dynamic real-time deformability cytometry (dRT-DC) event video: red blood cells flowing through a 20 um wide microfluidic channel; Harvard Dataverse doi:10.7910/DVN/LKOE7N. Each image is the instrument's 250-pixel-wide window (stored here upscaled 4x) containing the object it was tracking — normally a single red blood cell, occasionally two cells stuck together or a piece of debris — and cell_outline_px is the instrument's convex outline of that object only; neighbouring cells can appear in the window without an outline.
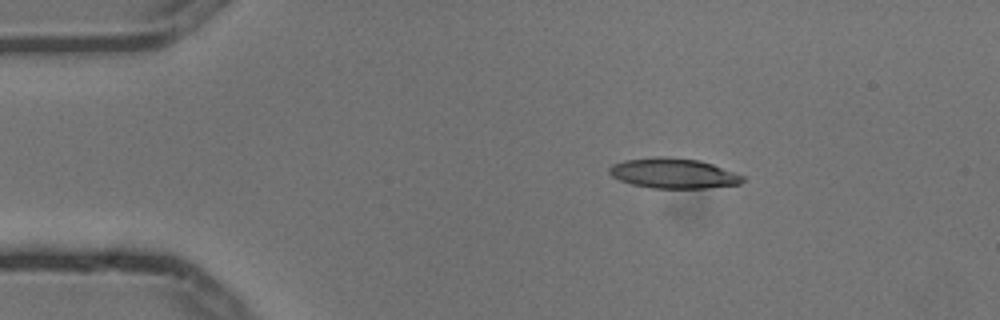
{"species": "common noctule bat (a hibernating species)", "species_latin": "Nyctalus noctula", "temperature_condition": "cold", "stored_images_in_passage": 4, "camera_frame_rate_fps": 3000, "um_per_image_px": 0.085, "animal": {"sex": "male", "body_mass_g": 13.3}, "frame": {"image": 1, "passage_image": 3, "time_ms": 0.667, "image_size_px": [1000, 320], "cell_outline_px": [[744, 180], [740, 184], [704, 188], [652, 188], [632, 184], [620, 180], [612, 176], [608, 172], [608, 168], [612, 164], [624, 160], [656, 156], [664, 156], [700, 160], [712, 164], [744, 176]], "centroid_in_image_um": [57.21, 14.72], "position_along_channel_um": 27.8, "area_um2": 23.41}}